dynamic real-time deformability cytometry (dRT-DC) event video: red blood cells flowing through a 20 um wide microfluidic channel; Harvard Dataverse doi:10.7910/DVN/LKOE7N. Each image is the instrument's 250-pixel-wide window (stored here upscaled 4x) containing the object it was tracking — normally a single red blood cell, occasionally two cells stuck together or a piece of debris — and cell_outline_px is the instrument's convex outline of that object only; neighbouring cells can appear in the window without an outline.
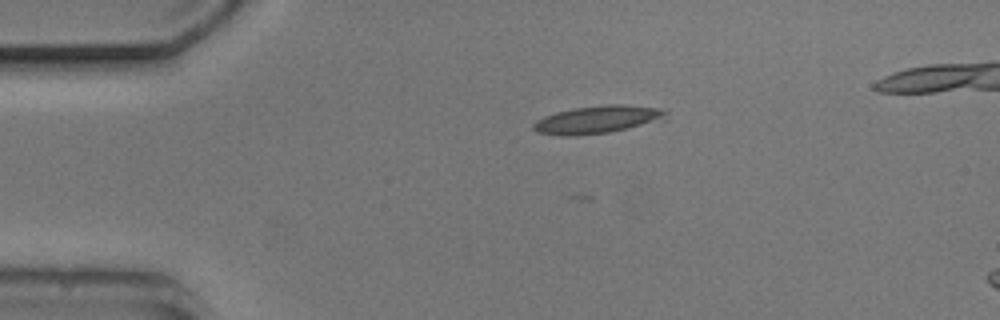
{"species": "common noctule bat (a hibernating species)", "species_latin": "Nyctalus noctula", "temperature_condition": "cold", "stored_images_in_passage": 6, "camera_frame_rate_fps": 3000, "um_per_image_px": 0.085, "animal": {"sex": "male", "body_mass_g": 20.5, "forearm_length_mm": 52.5}, "frame": {"image": 1, "passage_image": 1, "time_ms": 0.0, "image_size_px": [1000, 320], "cell_outline_px": [[668, 120], [608, 132], [572, 136], [560, 136], [536, 132], [532, 128], [532, 124], [536, 120], [544, 116], [556, 112], [576, 108], [608, 104], [624, 104], [660, 108], [668, 112]], "centroid_in_image_um": [50.84, 10.16], "position_along_channel_um": 34.2, "area_um2": 21.68}}